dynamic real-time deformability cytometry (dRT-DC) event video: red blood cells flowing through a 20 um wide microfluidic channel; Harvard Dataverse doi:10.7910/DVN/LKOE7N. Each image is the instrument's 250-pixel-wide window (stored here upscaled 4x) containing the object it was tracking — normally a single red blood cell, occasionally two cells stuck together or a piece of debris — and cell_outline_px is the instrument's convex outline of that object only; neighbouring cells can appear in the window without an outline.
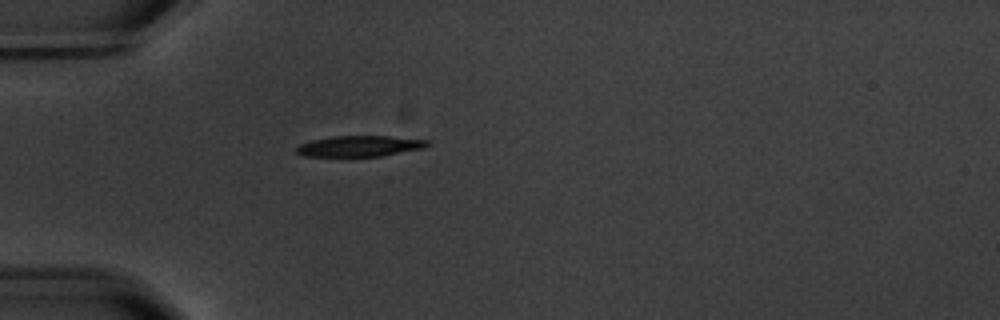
{"species": "common noctule bat (a hibernating species)", "species_latin": "Nyctalus noctula", "temperature_condition": "warm", "stored_images_in_passage": 2, "camera_frame_rate_fps": 3000, "um_per_image_px": 0.085, "animal": {"sex": "male", "body_mass_g": 20.1, "forearm_length_mm": 53.5}, "frame": {"image": 1, "passage_image": 2, "time_ms": 1.0, "image_size_px": [1000, 320], "cell_outline_px": [[432, 144], [424, 148], [380, 156], [304, 156], [296, 152], [296, 148], [300, 144], [312, 140], [332, 136], [388, 136], [428, 140]], "centroid_in_image_um": [30.59, 12.41], "position_along_channel_um": 54.4, "area_um2": 15.84}}